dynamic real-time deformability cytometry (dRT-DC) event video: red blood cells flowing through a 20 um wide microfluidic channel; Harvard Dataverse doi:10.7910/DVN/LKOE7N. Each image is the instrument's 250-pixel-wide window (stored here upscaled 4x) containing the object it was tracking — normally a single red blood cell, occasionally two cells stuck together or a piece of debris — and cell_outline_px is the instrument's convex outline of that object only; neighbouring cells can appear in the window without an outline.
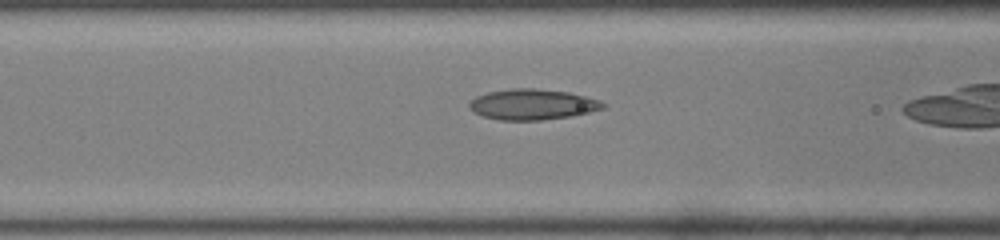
{"species": "common noctule bat (a hibernating species)", "species_latin": "Nyctalus noctula", "temperature_condition": "room temperature", "stored_images_in_passage": 15, "camera_frame_rate_fps": 3000, "um_per_image_px": 0.085, "animal": {"sex": "male", "body_mass_g": 19.0, "forearm_length_mm": 50.8}, "frame": {"image": 1, "passage_image": 7, "time_ms": 2.0, "image_size_px": [1000, 240], "cell_outline_px": [[608, 104], [604, 108], [588, 112], [568, 116], [540, 120], [500, 120], [484, 116], [472, 112], [468, 108], [468, 104], [476, 96], [488, 92], [512, 88], [536, 88], [568, 92], [600, 100]], "centroid_in_image_um": [45.23, 8.87], "position_along_channel_um": 121.4, "area_um2": 23.81}}
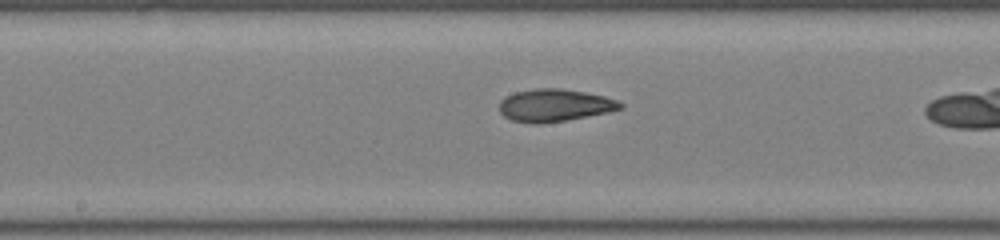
{"frame": {"image": 2, "passage_image": 13, "time_ms": 4.0, "image_size_px": [1000, 240], "cell_outline_px": [[624, 108], [608, 112], [564, 120], [540, 124], [512, 120], [504, 116], [500, 112], [500, 100], [504, 96], [516, 92], [536, 88], [560, 88], [588, 92], [604, 96], [616, 100], [624, 104]], "centroid_in_image_um": [47.15, 8.93], "position_along_channel_um": 201.1, "area_um2": 22.83}}